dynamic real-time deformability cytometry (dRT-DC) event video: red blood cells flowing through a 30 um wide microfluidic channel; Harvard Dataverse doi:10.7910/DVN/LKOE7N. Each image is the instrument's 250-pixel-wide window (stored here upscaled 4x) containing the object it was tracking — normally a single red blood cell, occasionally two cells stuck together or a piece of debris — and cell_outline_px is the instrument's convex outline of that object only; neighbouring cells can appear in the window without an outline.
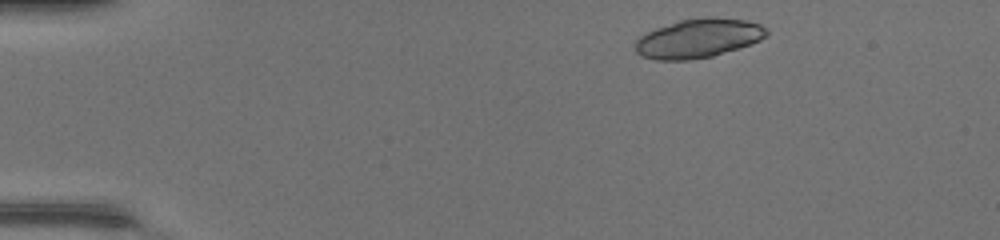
{"species": "common noctule bat (a hibernating species)", "species_latin": "Nyctalus noctula", "temperature_condition": "warm", "stored_images_in_passage": 41, "camera_frame_rate_fps": 3000, "um_per_image_px": 0.085, "animal": {"sex": "female", "body_mass_g": 17.0, "forearm_length_mm": 48.0}, "frame": {"image": 1, "passage_image": 1, "time_ms": 0.0, "image_size_px": [1000, 240], "cell_outline_px": [[768, 36], [752, 44], [712, 56], [688, 60], [656, 60], [640, 56], [636, 52], [636, 40], [640, 36], [656, 28], [680, 20], [708, 16], [716, 16], [748, 20], [760, 24], [768, 28]], "centroid_in_image_um": [59.41, 3.24], "position_along_channel_um": 25.6, "area_um2": 30.17}}